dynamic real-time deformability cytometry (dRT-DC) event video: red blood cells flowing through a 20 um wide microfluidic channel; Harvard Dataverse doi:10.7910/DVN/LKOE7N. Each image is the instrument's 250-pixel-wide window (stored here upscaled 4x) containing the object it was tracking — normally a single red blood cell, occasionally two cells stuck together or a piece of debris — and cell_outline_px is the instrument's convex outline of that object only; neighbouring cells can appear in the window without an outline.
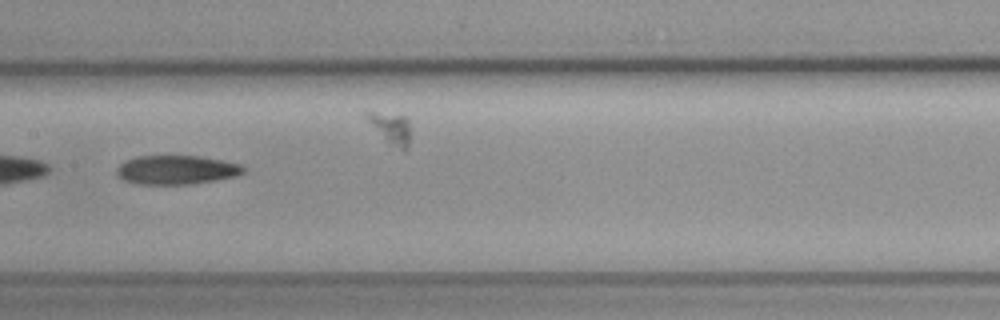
{"species": "common noctule bat (a hibernating species)", "species_latin": "Nyctalus noctula", "temperature_condition": "cold", "stored_images_in_passage": 52, "camera_frame_rate_fps": 3000, "um_per_image_px": 0.085, "animal": {"sex": "female", "body_mass_g": 19.3, "forearm_length_mm": 54.1}, "frame": {"image": 1, "passage_image": 25, "time_ms": 8.0, "image_size_px": [1000, 320], "cell_outline_px": [[244, 172], [236, 176], [216, 180], [188, 184], [136, 184], [124, 180], [116, 176], [116, 168], [120, 164], [136, 156], [200, 156], [224, 160], [240, 164], [244, 168]], "centroid_in_image_um": [14.98, 14.44], "position_along_channel_um": 192.4, "area_um2": 21.44}}
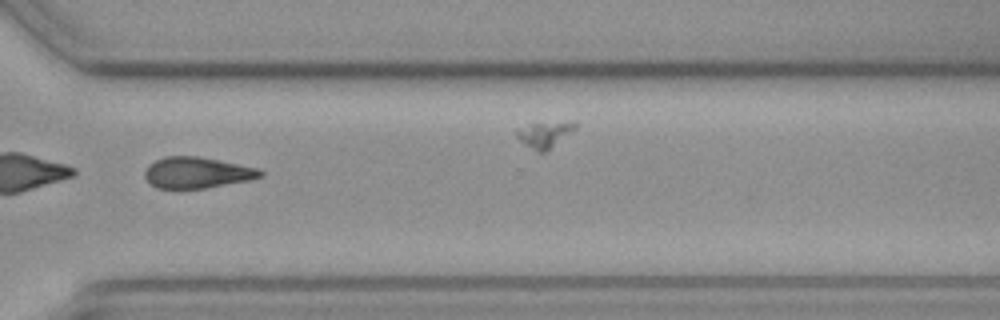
{"frame": {"image": 2, "passage_image": 38, "time_ms": 12.333, "image_size_px": [1000, 320], "cell_outline_px": [[264, 176], [248, 180], [204, 188], [156, 188], [144, 176], [144, 172], [148, 164], [164, 156], [196, 156], [260, 168], [264, 172]], "centroid_in_image_um": [16.75, 14.66], "position_along_channel_um": 353.9, "area_um2": 20.81}}